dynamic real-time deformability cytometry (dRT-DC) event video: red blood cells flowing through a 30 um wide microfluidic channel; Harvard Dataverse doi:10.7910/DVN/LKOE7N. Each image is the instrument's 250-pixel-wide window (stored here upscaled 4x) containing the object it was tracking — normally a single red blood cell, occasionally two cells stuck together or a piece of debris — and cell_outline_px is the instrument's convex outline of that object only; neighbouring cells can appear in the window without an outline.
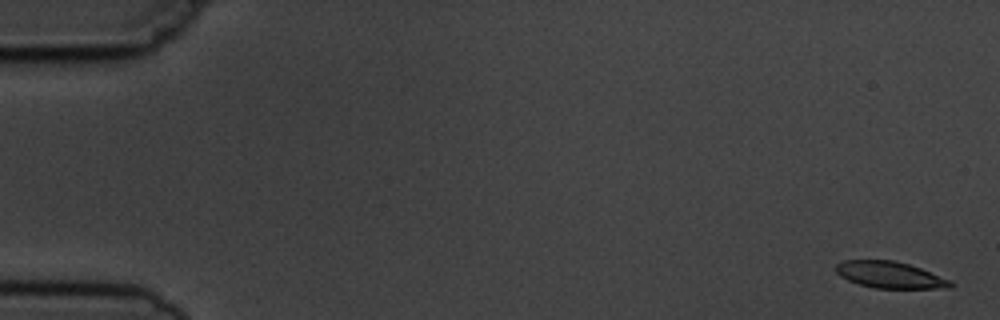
{"species": "common noctule bat (a hibernating species)", "species_latin": "Nyctalus noctula", "temperature_condition": "cold", "stored_images_in_passage": 4, "camera_frame_rate_fps": 3000, "um_per_image_px": 0.085, "animal": {"sex": "male", "body_mass_g": 19.5, "forearm_length_mm": 54.6}, "frame": {"image": 1, "passage_image": 1, "time_ms": 0.0, "image_size_px": [1000, 320], "cell_outline_px": [[956, 284], [952, 288], [872, 288], [848, 280], [840, 276], [836, 272], [836, 264], [844, 260], [892, 260], [908, 264], [920, 268], [952, 280]], "centroid_in_image_um": [75.68, 23.37], "position_along_channel_um": 9.3, "area_um2": 17.8}}